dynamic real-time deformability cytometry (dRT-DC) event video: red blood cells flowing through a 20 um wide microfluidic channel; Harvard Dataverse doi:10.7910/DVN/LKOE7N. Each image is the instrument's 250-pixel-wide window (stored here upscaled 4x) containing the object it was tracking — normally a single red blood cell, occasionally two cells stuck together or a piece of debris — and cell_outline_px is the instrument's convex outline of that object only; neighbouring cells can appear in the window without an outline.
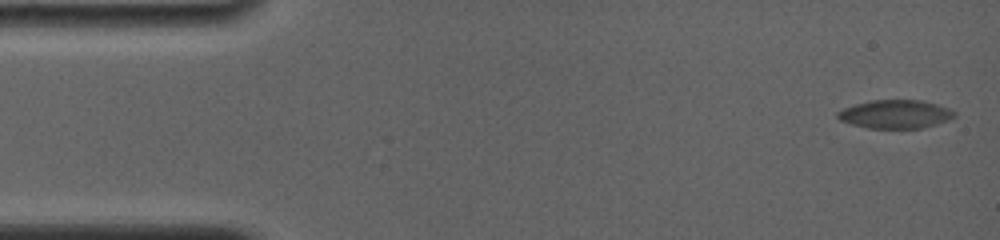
{"species": "common noctule bat (a hibernating species)", "species_latin": "Nyctalus noctula", "temperature_condition": "room temperature", "stored_images_in_passage": 9, "camera_frame_rate_fps": 4000, "um_per_image_px": 0.085, "animal": {"sex": "female", "body_mass_g": 19.0, "forearm_length_mm": 56.7}, "frame": {"image": 1, "passage_image": 1, "time_ms": 0.0, "image_size_px": [1000, 240], "cell_outline_px": [[956, 116], [948, 120], [936, 124], [920, 128], [868, 128], [852, 124], [840, 120], [836, 116], [836, 112], [844, 108], [856, 104], [872, 100], [920, 100], [936, 104], [948, 108], [956, 112]], "centroid_in_image_um": [76.1, 9.7], "position_along_channel_um": 8.9, "area_um2": 19.25}}
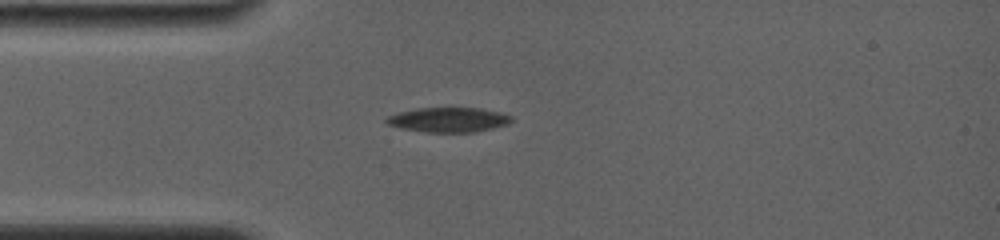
{"frame": {"image": 2, "passage_image": 7, "time_ms": 4.0, "image_size_px": [1000, 240], "cell_outline_px": [[512, 120], [508, 124], [492, 128], [472, 132], [424, 132], [400, 128], [388, 124], [384, 120], [388, 116], [396, 112], [416, 108], [480, 108], [500, 112], [512, 116]], "centroid_in_image_um": [38.09, 10.17], "position_along_channel_um": 46.9, "area_um2": 18.03}}
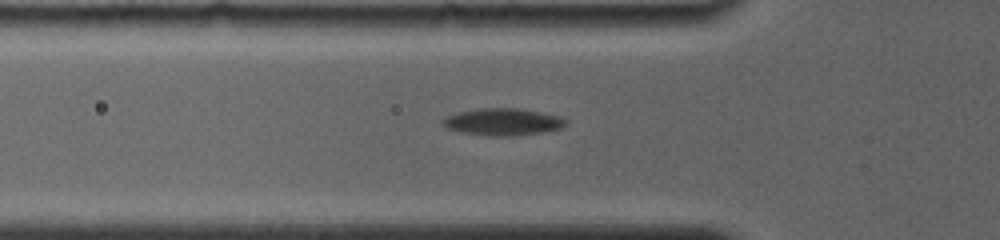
{"frame": {"image": 3, "passage_image": 9, "time_ms": 5.25, "image_size_px": [1000, 240], "cell_outline_px": [[568, 124], [560, 128], [544, 132], [516, 136], [488, 136], [460, 132], [444, 128], [440, 124], [440, 120], [448, 116], [460, 112], [480, 108], [520, 108], [560, 116], [568, 120]], "centroid_in_image_um": [42.73, 10.37], "position_along_channel_um": 83.1, "area_um2": 19.71}}